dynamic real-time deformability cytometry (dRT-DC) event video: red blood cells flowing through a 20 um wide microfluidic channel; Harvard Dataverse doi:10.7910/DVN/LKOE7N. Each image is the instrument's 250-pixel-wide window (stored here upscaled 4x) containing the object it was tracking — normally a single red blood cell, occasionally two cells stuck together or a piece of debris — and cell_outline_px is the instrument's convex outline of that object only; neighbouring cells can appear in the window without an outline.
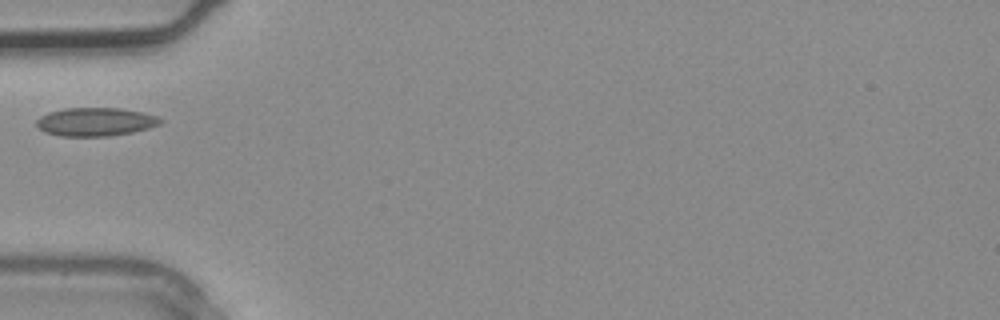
{"species": "common noctule bat (a hibernating species)", "species_latin": "Nyctalus noctula", "temperature_condition": "warm", "stored_images_in_passage": 1, "camera_frame_rate_fps": 3000, "um_per_image_px": 0.085, "animal": {"sex": "male", "body_mass_g": 20.4}, "frame": {"image": 1, "passage_image": 1, "time_ms": 0.0, "image_size_px": [1000, 320], "cell_outline_px": [[164, 120], [160, 124], [148, 128], [132, 132], [108, 136], [60, 136], [44, 132], [36, 124], [36, 120], [40, 116], [48, 112], [64, 108], [120, 108], [140, 112], [156, 116]], "centroid_in_image_um": [8.09, 10.35], "position_along_channel_um": 76.9, "area_um2": 20.46}}